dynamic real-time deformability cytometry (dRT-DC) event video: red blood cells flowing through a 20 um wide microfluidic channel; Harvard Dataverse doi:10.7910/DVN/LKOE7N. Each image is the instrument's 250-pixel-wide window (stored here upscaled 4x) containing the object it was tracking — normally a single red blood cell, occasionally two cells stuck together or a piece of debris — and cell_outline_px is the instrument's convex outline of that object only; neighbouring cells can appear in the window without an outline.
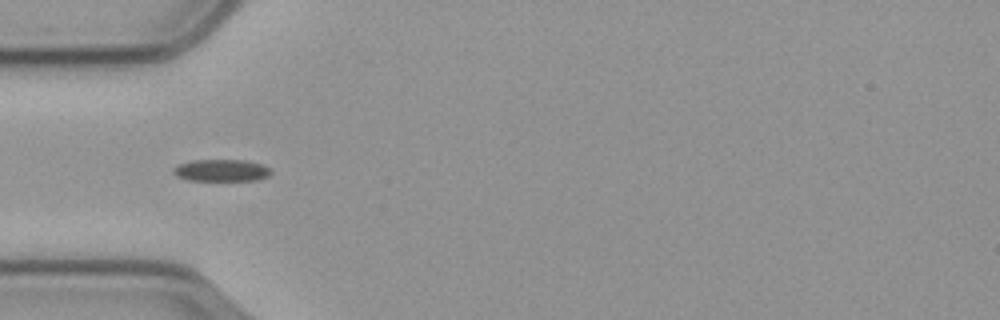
{"species": "common noctule bat (a hibernating species)", "species_latin": "Nyctalus noctula", "temperature_condition": "cold", "stored_images_in_passage": 41, "camera_frame_rate_fps": 3000, "um_per_image_px": 0.085, "animal": {"sex": "male", "body_mass_g": 23.1, "forearm_length_mm": 52.7}, "frame": {"image": 1, "passage_image": 1, "time_ms": 0.0, "image_size_px": [1000, 320], "cell_outline_px": [[272, 172], [268, 176], [256, 180], [188, 180], [176, 176], [172, 172], [172, 168], [176, 164], [192, 160], [248, 160], [260, 164], [268, 168]], "centroid_in_image_um": [18.76, 14.47], "position_along_channel_um": 66.2, "area_um2": 12.54}}
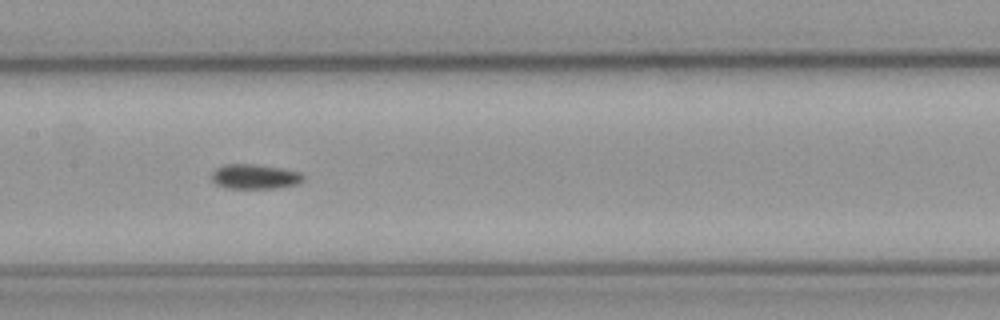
{"frame": {"image": 2, "passage_image": 11, "time_ms": 3.333, "image_size_px": [1000, 320], "cell_outline_px": [[304, 180], [296, 184], [272, 188], [228, 188], [216, 184], [212, 180], [212, 172], [216, 168], [224, 164], [256, 164], [280, 168], [300, 172], [304, 176]], "centroid_in_image_um": [21.64, 15.0], "position_along_channel_um": 185.8, "area_um2": 13.12}}
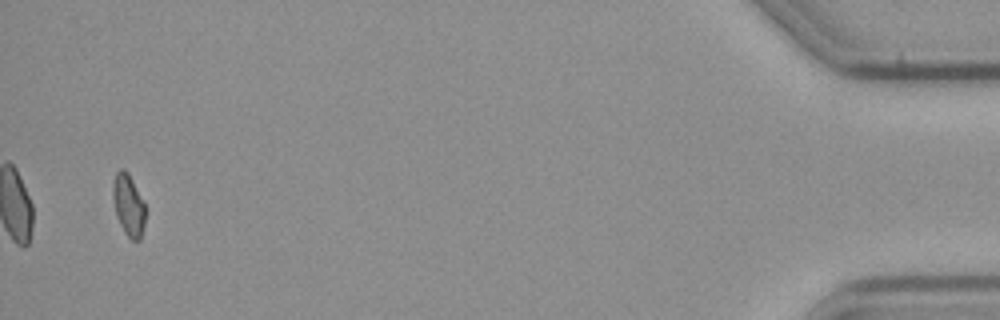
{"frame": {"image": 3, "passage_image": 39, "time_ms": 12.667, "image_size_px": [1000, 320], "cell_outline_px": [[144, 224], [140, 240], [132, 240], [124, 232], [116, 216], [112, 196], [112, 184], [116, 172], [120, 168], [124, 168], [128, 172], [144, 204]], "centroid_in_image_um": [10.88, 17.41], "position_along_channel_um": 424.3, "area_um2": 11.56}}